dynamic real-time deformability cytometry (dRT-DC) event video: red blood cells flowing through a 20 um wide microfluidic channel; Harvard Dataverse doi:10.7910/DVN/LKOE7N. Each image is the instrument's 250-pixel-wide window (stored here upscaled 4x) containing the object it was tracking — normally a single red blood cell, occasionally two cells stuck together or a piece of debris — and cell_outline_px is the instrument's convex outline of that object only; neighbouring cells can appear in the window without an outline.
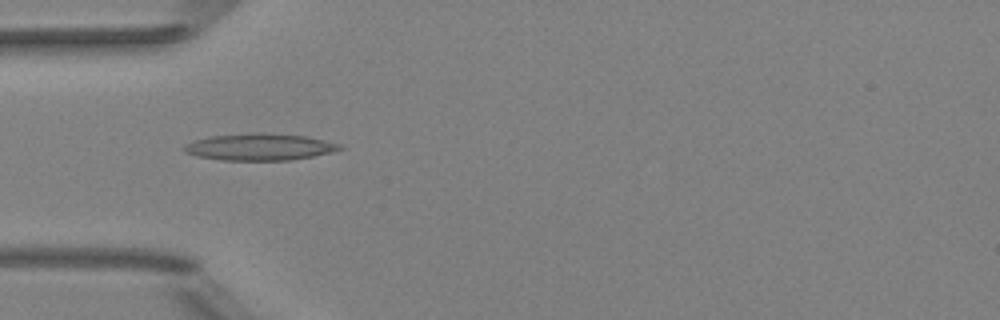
{"species": "Egyptian fruit bat (a non-hibernating species)", "species_latin": "Rousettus aegyptiacus", "temperature_condition": "room temperature", "stored_images_in_passage": 36, "camera_frame_rate_fps": 3000, "um_per_image_px": 0.085, "animal": {"sex": "female"}, "frame": {"image": 1, "passage_image": 1, "time_ms": 0.0, "image_size_px": [1000, 320], "cell_outline_px": [[344, 148], [332, 152], [292, 160], [220, 160], [196, 156], [184, 152], [180, 148], [184, 144], [192, 140], [208, 136], [248, 132], [260, 132], [304, 136], [340, 144]], "centroid_in_image_um": [21.96, 12.48], "position_along_channel_um": 63.0, "area_um2": 24.62}}
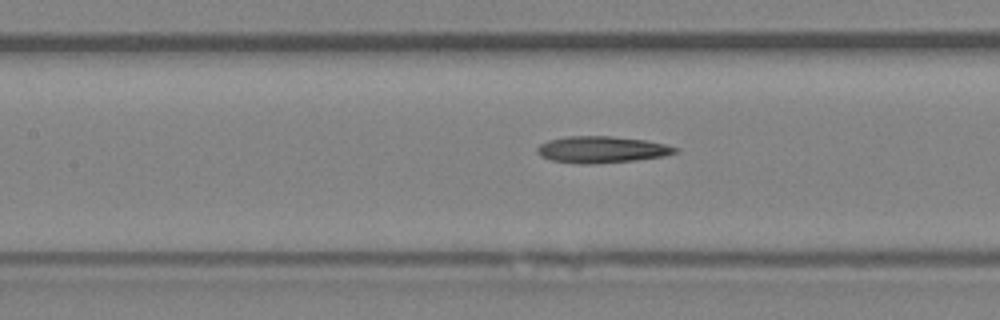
{"frame": {"image": 2, "passage_image": 8, "time_ms": 2.333, "image_size_px": [1000, 320], "cell_outline_px": [[680, 152], [664, 156], [636, 160], [596, 164], [580, 164], [552, 160], [540, 156], [536, 152], [536, 148], [540, 144], [548, 140], [568, 136], [612, 136], [644, 140], [664, 144], [680, 148]], "centroid_in_image_um": [51.15, 12.72], "position_along_channel_um": 156.2, "area_um2": 21.56}}
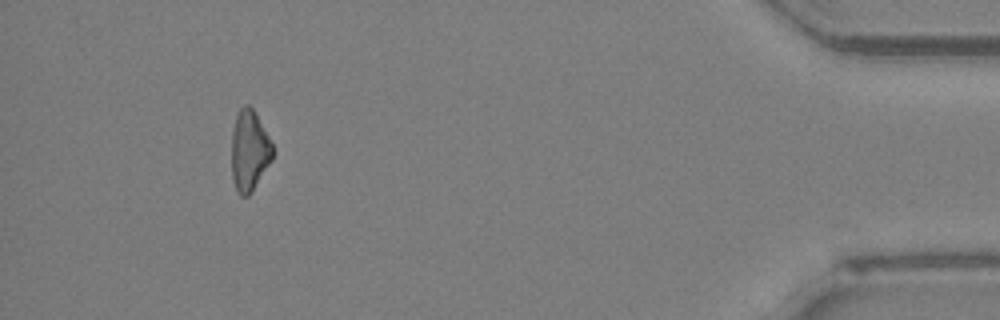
{"frame": {"image": 3, "passage_image": 32, "time_ms": 10.333, "image_size_px": [1000, 320], "cell_outline_px": [[272, 160], [252, 192], [248, 196], [240, 196], [236, 192], [232, 180], [232, 132], [236, 116], [240, 108], [244, 104], [248, 104], [252, 108], [268, 136], [272, 144]], "centroid_in_image_um": [21.17, 12.85], "position_along_channel_um": 414.0, "area_um2": 19.25}, "authors_computed_cell_mechanics": {"area_um2": 20.6924, "velocity_mm_per_s": 4.0623, "shape_relaxation_time_tau1_ms": 5.8807, "shape_relaxation_time_tau2_ms": 8.4611, "deformation_change_tau1": 0.1499, "deformation_change_tau2": 0.2531}}